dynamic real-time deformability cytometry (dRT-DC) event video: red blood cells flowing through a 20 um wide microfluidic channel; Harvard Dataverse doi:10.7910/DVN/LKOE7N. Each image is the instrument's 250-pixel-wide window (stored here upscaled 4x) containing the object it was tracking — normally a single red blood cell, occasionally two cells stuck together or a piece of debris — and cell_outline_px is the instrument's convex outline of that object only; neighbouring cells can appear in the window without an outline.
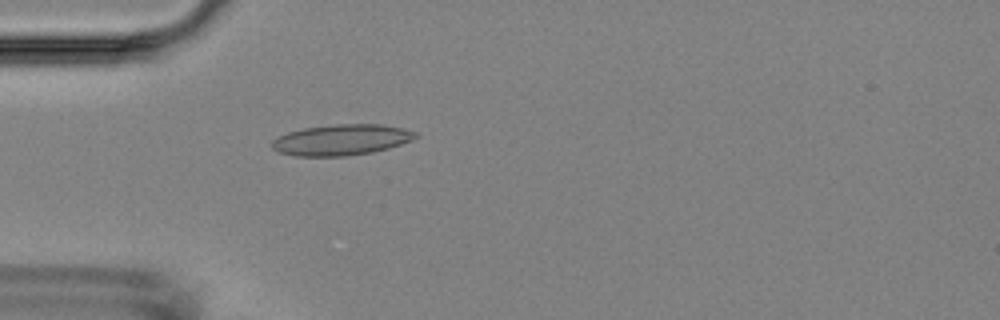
{"species": "Egyptian fruit bat (a non-hibernating species)", "species_latin": "Rousettus aegyptiacus", "temperature_condition": "room temperature", "stored_images_in_passage": 4, "camera_frame_rate_fps": 3000, "um_per_image_px": 0.085, "animal": {"sex": "female"}, "frame": {"image": 1, "passage_image": 4, "time_ms": 5.0, "image_size_px": [1000, 320], "cell_outline_px": [[420, 136], [412, 140], [388, 148], [372, 152], [344, 156], [296, 156], [276, 152], [272, 148], [272, 140], [276, 136], [288, 132], [304, 128], [336, 124], [380, 124], [404, 128], [416, 132]], "centroid_in_image_um": [29.0, 11.88], "position_along_channel_um": 56.0, "area_um2": 25.95}}